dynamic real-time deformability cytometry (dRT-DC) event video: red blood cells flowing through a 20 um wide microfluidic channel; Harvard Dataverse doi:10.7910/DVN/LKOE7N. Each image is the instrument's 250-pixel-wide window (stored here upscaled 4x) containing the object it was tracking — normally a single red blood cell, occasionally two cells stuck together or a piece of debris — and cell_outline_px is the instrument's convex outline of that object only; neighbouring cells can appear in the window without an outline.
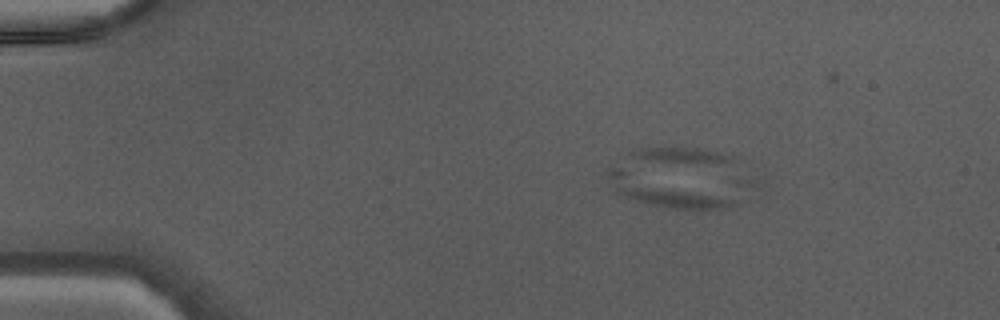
{"species": "Egyptian fruit bat (a non-hibernating species)", "species_latin": "Rousettus aegyptiacus", "temperature_condition": "warm", "stored_images_in_passage": 2, "camera_frame_rate_fps": 3000, "um_per_image_px": 0.085, "animal": {"sex": "male"}, "frame": {"image": 1, "passage_image": 1, "time_ms": 0.0, "image_size_px": [1000, 320], "cell_outline_px": [[768, 188], [728, 204], [712, 208], [672, 208], [652, 204], [636, 200], [620, 192], [616, 188], [604, 172], [608, 168], [628, 152], [636, 148], [704, 148], [716, 152], [724, 156], [760, 180]], "centroid_in_image_um": [57.97, 15.12], "position_along_channel_um": 27.0, "area_um2": 51.79}}